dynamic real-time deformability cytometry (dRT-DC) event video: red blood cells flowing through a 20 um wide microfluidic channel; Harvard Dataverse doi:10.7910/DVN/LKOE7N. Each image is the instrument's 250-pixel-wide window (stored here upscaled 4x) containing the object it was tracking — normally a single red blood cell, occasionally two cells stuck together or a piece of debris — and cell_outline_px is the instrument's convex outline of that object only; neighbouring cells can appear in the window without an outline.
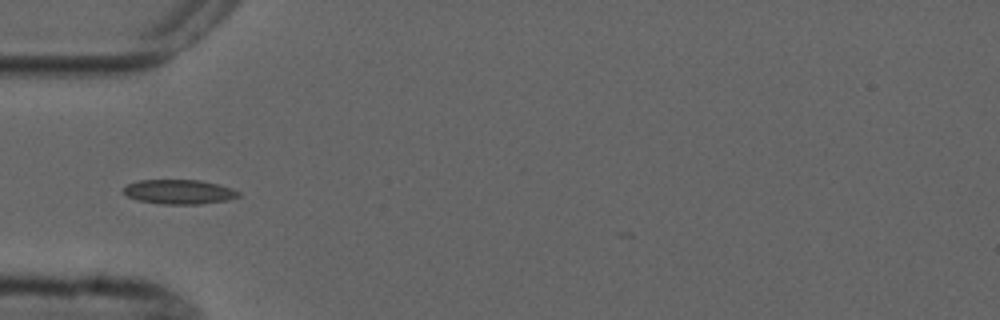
{"species": "common noctule bat (a hibernating species)", "species_latin": "Nyctalus noctula", "temperature_condition": "cold", "stored_images_in_passage": 7, "camera_frame_rate_fps": 3000, "um_per_image_px": 0.085, "animal": {"sex": "male", "forearm_length_mm": 52.5}, "frame": {"image": 1, "passage_image": 5, "time_ms": 5.333, "image_size_px": [1000, 320], "cell_outline_px": [[240, 196], [228, 200], [200, 204], [160, 204], [136, 200], [128, 196], [124, 192], [124, 188], [128, 184], [140, 180], [200, 180], [232, 188], [240, 192]], "centroid_in_image_um": [15.24, 16.31], "position_along_channel_um": 69.8, "area_um2": 16.36}}
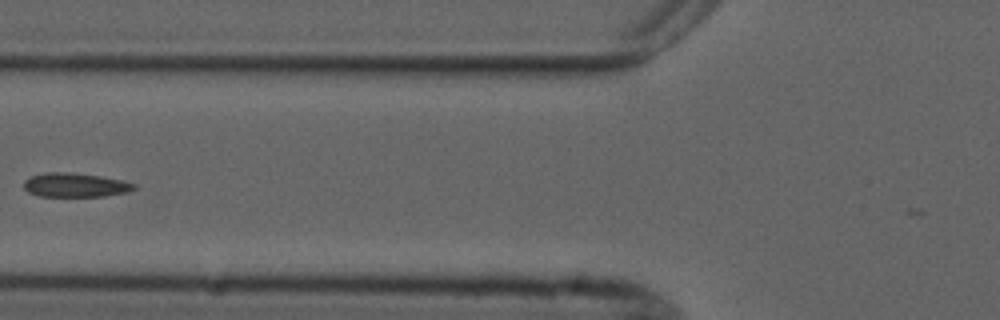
{"frame": {"image": 2, "passage_image": 6, "time_ms": 6.667, "image_size_px": [1000, 320], "cell_outline_px": [[136, 188], [128, 192], [104, 196], [40, 196], [28, 192], [24, 188], [24, 180], [28, 176], [44, 172], [68, 172], [100, 176], [120, 180], [136, 184]], "centroid_in_image_um": [6.35, 15.72], "position_along_channel_um": 119.4, "area_um2": 15.49}}
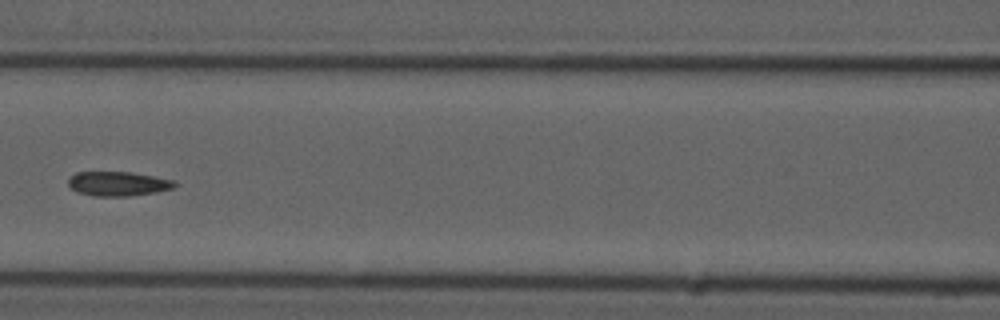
{"frame": {"image": 3, "passage_image": 7, "time_ms": 7.667, "image_size_px": [1000, 320], "cell_outline_px": [[180, 184], [172, 188], [156, 192], [128, 196], [92, 196], [76, 192], [68, 184], [68, 180], [76, 172], [132, 172], [172, 180]], "centroid_in_image_um": [10.02, 15.62], "position_along_channel_um": 156.6, "area_um2": 15.09}}